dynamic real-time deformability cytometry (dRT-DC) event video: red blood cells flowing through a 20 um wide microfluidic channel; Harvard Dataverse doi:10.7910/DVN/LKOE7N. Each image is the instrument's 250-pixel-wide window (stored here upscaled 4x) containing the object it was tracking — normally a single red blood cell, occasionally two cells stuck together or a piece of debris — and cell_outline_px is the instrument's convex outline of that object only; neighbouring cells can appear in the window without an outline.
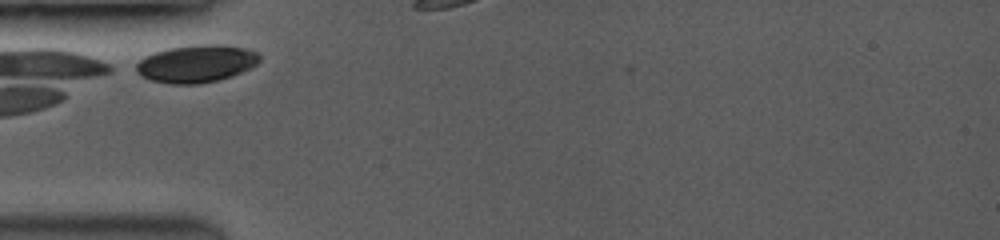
{"species": "common noctule bat (a hibernating species)", "species_latin": "Nyctalus noctula", "temperature_condition": "room temperature", "stored_images_in_passage": 5, "camera_frame_rate_fps": 3500, "um_per_image_px": 0.085, "animal": {"sex": "female", "body_mass_g": 19.0, "forearm_length_mm": 53.3}, "frame": {"image": 1, "passage_image": 1, "time_ms": 0.0, "image_size_px": [1000, 240], "cell_outline_px": [[260, 60], [256, 64], [232, 76], [216, 80], [196, 84], [172, 84], [152, 80], [136, 72], [136, 64], [144, 56], [168, 48], [196, 44], [220, 44], [244, 48], [260, 52]], "centroid_in_image_um": [16.7, 5.39], "position_along_channel_um": 68.3, "area_um2": 26.82}}